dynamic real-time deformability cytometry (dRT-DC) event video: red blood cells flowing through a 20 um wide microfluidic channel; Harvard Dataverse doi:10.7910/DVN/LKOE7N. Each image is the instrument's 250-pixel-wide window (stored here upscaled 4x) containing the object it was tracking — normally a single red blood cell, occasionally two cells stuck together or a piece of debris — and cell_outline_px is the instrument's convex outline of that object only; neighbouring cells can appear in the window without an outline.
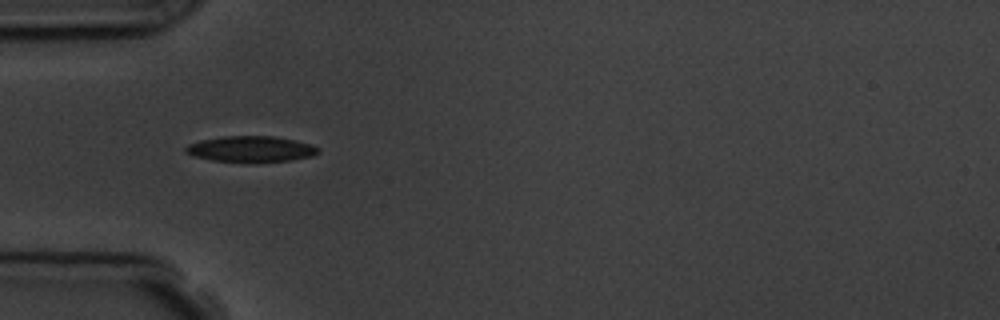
{"species": "common noctule bat (a hibernating species)", "species_latin": "Nyctalus noctula", "temperature_condition": "room temperature", "stored_images_in_passage": 3, "camera_frame_rate_fps": 3000, "um_per_image_px": 0.085, "animal": {"sex": "male", "body_mass_g": 19.5, "forearm_length_mm": 54.6}, "frame": {"image": 1, "passage_image": 1, "time_ms": 0.0, "image_size_px": [1000, 320], "cell_outline_px": [[320, 152], [312, 156], [292, 160], [248, 164], [212, 160], [192, 156], [184, 152], [184, 148], [188, 144], [200, 140], [224, 136], [272, 136], [296, 140], [312, 144], [320, 148]], "centroid_in_image_um": [21.33, 12.69], "position_along_channel_um": 63.7, "area_um2": 20.69}}